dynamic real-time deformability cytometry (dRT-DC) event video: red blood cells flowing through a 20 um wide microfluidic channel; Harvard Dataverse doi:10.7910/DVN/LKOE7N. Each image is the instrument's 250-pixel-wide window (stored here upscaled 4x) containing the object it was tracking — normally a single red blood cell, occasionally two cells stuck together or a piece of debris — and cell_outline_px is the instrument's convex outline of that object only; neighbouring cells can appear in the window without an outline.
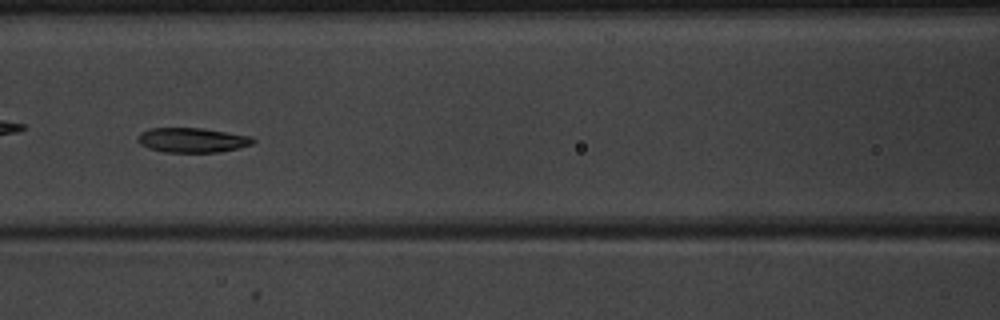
{"species": "common noctule bat (a hibernating species)", "species_latin": "Nyctalus noctula", "temperature_condition": "warm", "stored_images_in_passage": 38, "camera_frame_rate_fps": 3000, "um_per_image_px": 0.085, "animal": {"sex": "male", "body_mass_g": 20.1, "forearm_length_mm": 53.5}, "frame": {"image": 1, "passage_image": 10, "time_ms": 3.0, "image_size_px": [1000, 320], "cell_outline_px": [[256, 140], [252, 144], [220, 152], [164, 152], [148, 148], [140, 144], [136, 140], [140, 132], [152, 128], [204, 128], [252, 136]], "centroid_in_image_um": [16.33, 11.9], "position_along_channel_um": 150.3, "area_um2": 16.65}}
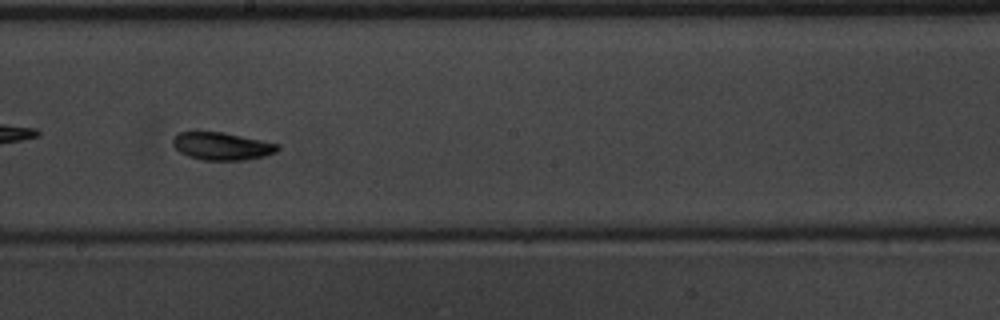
{"frame": {"image": 2, "passage_image": 16, "time_ms": 5.0, "image_size_px": [1000, 320], "cell_outline_px": [[280, 148], [276, 152], [264, 156], [244, 160], [204, 160], [188, 156], [180, 152], [172, 144], [172, 140], [180, 132], [192, 128], [196, 128], [224, 132], [280, 144]], "centroid_in_image_um": [18.81, 12.37], "position_along_channel_um": 229.4, "area_um2": 17.51}}
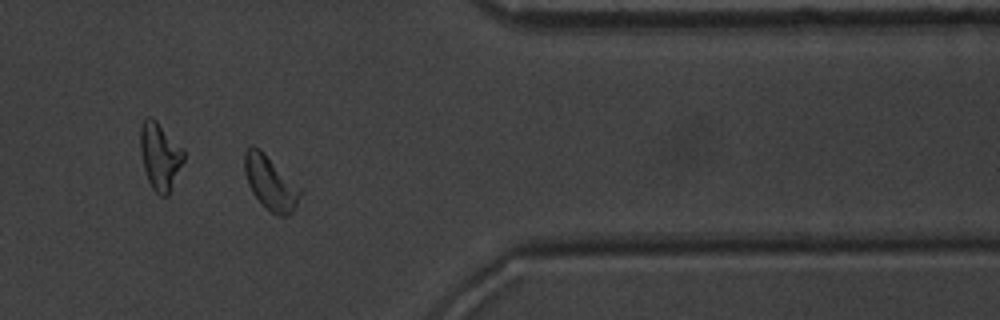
{"frame": {"image": 3, "passage_image": 29, "time_ms": 9.333, "image_size_px": [1000, 320], "cell_outline_px": [[300, 196], [296, 208], [288, 216], [276, 216], [252, 192], [248, 184], [244, 172], [244, 152], [248, 144], [252, 144], [260, 148], [300, 188]], "centroid_in_image_um": [22.96, 15.5], "position_along_channel_um": 388.4, "area_um2": 17.34}, "authors_computed_cell_mechanics": {"area_um2": 16.7042, "velocity_mm_per_s": 3.9702, "shape_relaxation_time_tau1_ms": 10.1848, "shape_relaxation_time_tau2_ms": 4.1253, "deformation_change_tau1": 0.2861, "deformation_change_tau2": 0.0918}}